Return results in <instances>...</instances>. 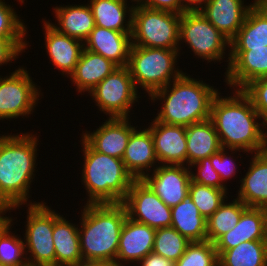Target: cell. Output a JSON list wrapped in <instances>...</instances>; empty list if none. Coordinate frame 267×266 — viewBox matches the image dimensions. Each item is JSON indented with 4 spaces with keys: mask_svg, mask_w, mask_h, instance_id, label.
Instances as JSON below:
<instances>
[{
    "mask_svg": "<svg viewBox=\"0 0 267 266\" xmlns=\"http://www.w3.org/2000/svg\"><path fill=\"white\" fill-rule=\"evenodd\" d=\"M183 165H165L156 167L151 177L146 174L143 181L168 206L173 207L189 194L191 172Z\"/></svg>",
    "mask_w": 267,
    "mask_h": 266,
    "instance_id": "cell-13",
    "label": "cell"
},
{
    "mask_svg": "<svg viewBox=\"0 0 267 266\" xmlns=\"http://www.w3.org/2000/svg\"><path fill=\"white\" fill-rule=\"evenodd\" d=\"M27 72L19 68L0 78V120L28 116L37 104L39 92Z\"/></svg>",
    "mask_w": 267,
    "mask_h": 266,
    "instance_id": "cell-12",
    "label": "cell"
},
{
    "mask_svg": "<svg viewBox=\"0 0 267 266\" xmlns=\"http://www.w3.org/2000/svg\"><path fill=\"white\" fill-rule=\"evenodd\" d=\"M192 165H198L197 175L191 172V180L193 182L217 189H226V186H224L222 183L220 175L217 173V171L214 170L210 162V157L203 158Z\"/></svg>",
    "mask_w": 267,
    "mask_h": 266,
    "instance_id": "cell-39",
    "label": "cell"
},
{
    "mask_svg": "<svg viewBox=\"0 0 267 266\" xmlns=\"http://www.w3.org/2000/svg\"><path fill=\"white\" fill-rule=\"evenodd\" d=\"M46 49L53 64L71 75L79 61L84 45L80 40L58 32L51 23H44ZM82 44V45H81Z\"/></svg>",
    "mask_w": 267,
    "mask_h": 266,
    "instance_id": "cell-21",
    "label": "cell"
},
{
    "mask_svg": "<svg viewBox=\"0 0 267 266\" xmlns=\"http://www.w3.org/2000/svg\"><path fill=\"white\" fill-rule=\"evenodd\" d=\"M186 147L188 167L222 149L219 136L210 119L186 127Z\"/></svg>",
    "mask_w": 267,
    "mask_h": 266,
    "instance_id": "cell-25",
    "label": "cell"
},
{
    "mask_svg": "<svg viewBox=\"0 0 267 266\" xmlns=\"http://www.w3.org/2000/svg\"><path fill=\"white\" fill-rule=\"evenodd\" d=\"M242 91L249 97L254 109L264 120L263 126L267 124V76L260 77L247 84Z\"/></svg>",
    "mask_w": 267,
    "mask_h": 266,
    "instance_id": "cell-38",
    "label": "cell"
},
{
    "mask_svg": "<svg viewBox=\"0 0 267 266\" xmlns=\"http://www.w3.org/2000/svg\"><path fill=\"white\" fill-rule=\"evenodd\" d=\"M226 192V189H217L191 180L188 196L207 220L224 203Z\"/></svg>",
    "mask_w": 267,
    "mask_h": 266,
    "instance_id": "cell-34",
    "label": "cell"
},
{
    "mask_svg": "<svg viewBox=\"0 0 267 266\" xmlns=\"http://www.w3.org/2000/svg\"><path fill=\"white\" fill-rule=\"evenodd\" d=\"M241 183L237 199L247 207H267V150L255 153Z\"/></svg>",
    "mask_w": 267,
    "mask_h": 266,
    "instance_id": "cell-22",
    "label": "cell"
},
{
    "mask_svg": "<svg viewBox=\"0 0 267 266\" xmlns=\"http://www.w3.org/2000/svg\"><path fill=\"white\" fill-rule=\"evenodd\" d=\"M84 266H97V263H92V264L84 265Z\"/></svg>",
    "mask_w": 267,
    "mask_h": 266,
    "instance_id": "cell-50",
    "label": "cell"
},
{
    "mask_svg": "<svg viewBox=\"0 0 267 266\" xmlns=\"http://www.w3.org/2000/svg\"><path fill=\"white\" fill-rule=\"evenodd\" d=\"M82 181L90 204L122 203L135 181L120 158L93 150L84 140Z\"/></svg>",
    "mask_w": 267,
    "mask_h": 266,
    "instance_id": "cell-5",
    "label": "cell"
},
{
    "mask_svg": "<svg viewBox=\"0 0 267 266\" xmlns=\"http://www.w3.org/2000/svg\"><path fill=\"white\" fill-rule=\"evenodd\" d=\"M215 266H222L219 262Z\"/></svg>",
    "mask_w": 267,
    "mask_h": 266,
    "instance_id": "cell-52",
    "label": "cell"
},
{
    "mask_svg": "<svg viewBox=\"0 0 267 266\" xmlns=\"http://www.w3.org/2000/svg\"><path fill=\"white\" fill-rule=\"evenodd\" d=\"M264 214H265V237L267 240V207L264 208Z\"/></svg>",
    "mask_w": 267,
    "mask_h": 266,
    "instance_id": "cell-46",
    "label": "cell"
},
{
    "mask_svg": "<svg viewBox=\"0 0 267 266\" xmlns=\"http://www.w3.org/2000/svg\"><path fill=\"white\" fill-rule=\"evenodd\" d=\"M225 149L222 148L216 154L210 156V162L215 171L220 175L221 180L228 179L233 176L235 171V163L232 162L230 157H227L224 153Z\"/></svg>",
    "mask_w": 267,
    "mask_h": 266,
    "instance_id": "cell-40",
    "label": "cell"
},
{
    "mask_svg": "<svg viewBox=\"0 0 267 266\" xmlns=\"http://www.w3.org/2000/svg\"><path fill=\"white\" fill-rule=\"evenodd\" d=\"M97 266H123L121 263L117 262H104V263H97Z\"/></svg>",
    "mask_w": 267,
    "mask_h": 266,
    "instance_id": "cell-45",
    "label": "cell"
},
{
    "mask_svg": "<svg viewBox=\"0 0 267 266\" xmlns=\"http://www.w3.org/2000/svg\"><path fill=\"white\" fill-rule=\"evenodd\" d=\"M155 232L156 229L126 217L120 232L116 262L118 264L119 260L137 262L151 253Z\"/></svg>",
    "mask_w": 267,
    "mask_h": 266,
    "instance_id": "cell-18",
    "label": "cell"
},
{
    "mask_svg": "<svg viewBox=\"0 0 267 266\" xmlns=\"http://www.w3.org/2000/svg\"><path fill=\"white\" fill-rule=\"evenodd\" d=\"M55 266H84L79 229L60 216L54 222Z\"/></svg>",
    "mask_w": 267,
    "mask_h": 266,
    "instance_id": "cell-26",
    "label": "cell"
},
{
    "mask_svg": "<svg viewBox=\"0 0 267 266\" xmlns=\"http://www.w3.org/2000/svg\"><path fill=\"white\" fill-rule=\"evenodd\" d=\"M218 254L210 241L190 242L176 266H215Z\"/></svg>",
    "mask_w": 267,
    "mask_h": 266,
    "instance_id": "cell-37",
    "label": "cell"
},
{
    "mask_svg": "<svg viewBox=\"0 0 267 266\" xmlns=\"http://www.w3.org/2000/svg\"><path fill=\"white\" fill-rule=\"evenodd\" d=\"M28 207L26 242L32 260L29 266H55V246L53 242L54 222L60 215L47 208L44 203L30 204Z\"/></svg>",
    "mask_w": 267,
    "mask_h": 266,
    "instance_id": "cell-8",
    "label": "cell"
},
{
    "mask_svg": "<svg viewBox=\"0 0 267 266\" xmlns=\"http://www.w3.org/2000/svg\"><path fill=\"white\" fill-rule=\"evenodd\" d=\"M0 266H8V265H4L3 263L0 262Z\"/></svg>",
    "mask_w": 267,
    "mask_h": 266,
    "instance_id": "cell-51",
    "label": "cell"
},
{
    "mask_svg": "<svg viewBox=\"0 0 267 266\" xmlns=\"http://www.w3.org/2000/svg\"><path fill=\"white\" fill-rule=\"evenodd\" d=\"M177 54L178 49L132 45L128 68L135 87L139 84L151 95L154 91L170 84L171 78L174 80L179 78L183 72L174 70Z\"/></svg>",
    "mask_w": 267,
    "mask_h": 266,
    "instance_id": "cell-6",
    "label": "cell"
},
{
    "mask_svg": "<svg viewBox=\"0 0 267 266\" xmlns=\"http://www.w3.org/2000/svg\"><path fill=\"white\" fill-rule=\"evenodd\" d=\"M12 219L8 218L0 227V262L8 266H29L21 259L25 243L9 233Z\"/></svg>",
    "mask_w": 267,
    "mask_h": 266,
    "instance_id": "cell-36",
    "label": "cell"
},
{
    "mask_svg": "<svg viewBox=\"0 0 267 266\" xmlns=\"http://www.w3.org/2000/svg\"><path fill=\"white\" fill-rule=\"evenodd\" d=\"M226 82L242 90L250 82L267 76V45L259 48H231Z\"/></svg>",
    "mask_w": 267,
    "mask_h": 266,
    "instance_id": "cell-14",
    "label": "cell"
},
{
    "mask_svg": "<svg viewBox=\"0 0 267 266\" xmlns=\"http://www.w3.org/2000/svg\"><path fill=\"white\" fill-rule=\"evenodd\" d=\"M242 0H209L200 12L230 41L242 27L252 5L244 7Z\"/></svg>",
    "mask_w": 267,
    "mask_h": 266,
    "instance_id": "cell-19",
    "label": "cell"
},
{
    "mask_svg": "<svg viewBox=\"0 0 267 266\" xmlns=\"http://www.w3.org/2000/svg\"><path fill=\"white\" fill-rule=\"evenodd\" d=\"M37 141L29 134L0 136V200L8 209L27 202Z\"/></svg>",
    "mask_w": 267,
    "mask_h": 266,
    "instance_id": "cell-3",
    "label": "cell"
},
{
    "mask_svg": "<svg viewBox=\"0 0 267 266\" xmlns=\"http://www.w3.org/2000/svg\"><path fill=\"white\" fill-rule=\"evenodd\" d=\"M142 266H176V262L151 252L140 261Z\"/></svg>",
    "mask_w": 267,
    "mask_h": 266,
    "instance_id": "cell-43",
    "label": "cell"
},
{
    "mask_svg": "<svg viewBox=\"0 0 267 266\" xmlns=\"http://www.w3.org/2000/svg\"><path fill=\"white\" fill-rule=\"evenodd\" d=\"M122 204L125 206L127 217L136 222L154 229L171 227V207H168L143 180H135L132 183Z\"/></svg>",
    "mask_w": 267,
    "mask_h": 266,
    "instance_id": "cell-11",
    "label": "cell"
},
{
    "mask_svg": "<svg viewBox=\"0 0 267 266\" xmlns=\"http://www.w3.org/2000/svg\"><path fill=\"white\" fill-rule=\"evenodd\" d=\"M190 241L172 227L156 229L153 250L155 254L178 261Z\"/></svg>",
    "mask_w": 267,
    "mask_h": 266,
    "instance_id": "cell-33",
    "label": "cell"
},
{
    "mask_svg": "<svg viewBox=\"0 0 267 266\" xmlns=\"http://www.w3.org/2000/svg\"><path fill=\"white\" fill-rule=\"evenodd\" d=\"M7 210H8V208L0 200V213H2V215H3V212L5 213V211H7Z\"/></svg>",
    "mask_w": 267,
    "mask_h": 266,
    "instance_id": "cell-47",
    "label": "cell"
},
{
    "mask_svg": "<svg viewBox=\"0 0 267 266\" xmlns=\"http://www.w3.org/2000/svg\"><path fill=\"white\" fill-rule=\"evenodd\" d=\"M122 160L135 180L143 179L146 175L143 170H149L157 161L149 128L141 131L134 129L131 132Z\"/></svg>",
    "mask_w": 267,
    "mask_h": 266,
    "instance_id": "cell-23",
    "label": "cell"
},
{
    "mask_svg": "<svg viewBox=\"0 0 267 266\" xmlns=\"http://www.w3.org/2000/svg\"><path fill=\"white\" fill-rule=\"evenodd\" d=\"M255 3H267V0H255Z\"/></svg>",
    "mask_w": 267,
    "mask_h": 266,
    "instance_id": "cell-49",
    "label": "cell"
},
{
    "mask_svg": "<svg viewBox=\"0 0 267 266\" xmlns=\"http://www.w3.org/2000/svg\"><path fill=\"white\" fill-rule=\"evenodd\" d=\"M116 68L112 61L84 48L70 77L79 92H90Z\"/></svg>",
    "mask_w": 267,
    "mask_h": 266,
    "instance_id": "cell-24",
    "label": "cell"
},
{
    "mask_svg": "<svg viewBox=\"0 0 267 266\" xmlns=\"http://www.w3.org/2000/svg\"><path fill=\"white\" fill-rule=\"evenodd\" d=\"M181 14L151 9L142 5L132 10V45L178 49Z\"/></svg>",
    "mask_w": 267,
    "mask_h": 266,
    "instance_id": "cell-7",
    "label": "cell"
},
{
    "mask_svg": "<svg viewBox=\"0 0 267 266\" xmlns=\"http://www.w3.org/2000/svg\"><path fill=\"white\" fill-rule=\"evenodd\" d=\"M222 266H267V240L245 241L218 256Z\"/></svg>",
    "mask_w": 267,
    "mask_h": 266,
    "instance_id": "cell-31",
    "label": "cell"
},
{
    "mask_svg": "<svg viewBox=\"0 0 267 266\" xmlns=\"http://www.w3.org/2000/svg\"><path fill=\"white\" fill-rule=\"evenodd\" d=\"M266 240L264 208L247 207L236 226L215 243L218 256L245 241Z\"/></svg>",
    "mask_w": 267,
    "mask_h": 266,
    "instance_id": "cell-20",
    "label": "cell"
},
{
    "mask_svg": "<svg viewBox=\"0 0 267 266\" xmlns=\"http://www.w3.org/2000/svg\"><path fill=\"white\" fill-rule=\"evenodd\" d=\"M7 219L8 217L1 216V213H0V227Z\"/></svg>",
    "mask_w": 267,
    "mask_h": 266,
    "instance_id": "cell-48",
    "label": "cell"
},
{
    "mask_svg": "<svg viewBox=\"0 0 267 266\" xmlns=\"http://www.w3.org/2000/svg\"><path fill=\"white\" fill-rule=\"evenodd\" d=\"M179 39L180 41L184 39L194 54L208 61L221 60L225 46H230V40L200 11L181 14Z\"/></svg>",
    "mask_w": 267,
    "mask_h": 266,
    "instance_id": "cell-9",
    "label": "cell"
},
{
    "mask_svg": "<svg viewBox=\"0 0 267 266\" xmlns=\"http://www.w3.org/2000/svg\"><path fill=\"white\" fill-rule=\"evenodd\" d=\"M247 206L239 199L224 203L206 220L207 240L215 243L222 235L233 229Z\"/></svg>",
    "mask_w": 267,
    "mask_h": 266,
    "instance_id": "cell-32",
    "label": "cell"
},
{
    "mask_svg": "<svg viewBox=\"0 0 267 266\" xmlns=\"http://www.w3.org/2000/svg\"><path fill=\"white\" fill-rule=\"evenodd\" d=\"M90 95L110 118H127L130 107L138 98L128 66L116 68L90 91Z\"/></svg>",
    "mask_w": 267,
    "mask_h": 266,
    "instance_id": "cell-10",
    "label": "cell"
},
{
    "mask_svg": "<svg viewBox=\"0 0 267 266\" xmlns=\"http://www.w3.org/2000/svg\"><path fill=\"white\" fill-rule=\"evenodd\" d=\"M235 94L220 98L217 93L211 104L210 120L215 126L222 148L226 149V146L231 151L242 149L255 153L265 151L267 134L260 129L261 124L255 122L262 117L242 90L236 89Z\"/></svg>",
    "mask_w": 267,
    "mask_h": 266,
    "instance_id": "cell-1",
    "label": "cell"
},
{
    "mask_svg": "<svg viewBox=\"0 0 267 266\" xmlns=\"http://www.w3.org/2000/svg\"><path fill=\"white\" fill-rule=\"evenodd\" d=\"M25 28L13 8L0 0V38L8 40L20 53L27 45L24 41Z\"/></svg>",
    "mask_w": 267,
    "mask_h": 266,
    "instance_id": "cell-35",
    "label": "cell"
},
{
    "mask_svg": "<svg viewBox=\"0 0 267 266\" xmlns=\"http://www.w3.org/2000/svg\"><path fill=\"white\" fill-rule=\"evenodd\" d=\"M209 0H181L182 6H183V13L184 12H192V11H200L201 10V5L207 4ZM184 2H187L184 4ZM204 2V3H202ZM190 3V4H189ZM199 4L200 6H193V5Z\"/></svg>",
    "mask_w": 267,
    "mask_h": 266,
    "instance_id": "cell-44",
    "label": "cell"
},
{
    "mask_svg": "<svg viewBox=\"0 0 267 266\" xmlns=\"http://www.w3.org/2000/svg\"><path fill=\"white\" fill-rule=\"evenodd\" d=\"M172 82V88L168 84L150 95L152 100L160 97L165 101L155 120L187 127L210 119L211 104L218 91L184 73Z\"/></svg>",
    "mask_w": 267,
    "mask_h": 266,
    "instance_id": "cell-4",
    "label": "cell"
},
{
    "mask_svg": "<svg viewBox=\"0 0 267 266\" xmlns=\"http://www.w3.org/2000/svg\"><path fill=\"white\" fill-rule=\"evenodd\" d=\"M126 0H91L90 8L93 13L95 25L116 30L119 32H132V10L133 6L129 8V19L127 27L125 28L124 21L127 6Z\"/></svg>",
    "mask_w": 267,
    "mask_h": 266,
    "instance_id": "cell-30",
    "label": "cell"
},
{
    "mask_svg": "<svg viewBox=\"0 0 267 266\" xmlns=\"http://www.w3.org/2000/svg\"><path fill=\"white\" fill-rule=\"evenodd\" d=\"M171 227L190 242L207 240L206 219L189 196L171 208Z\"/></svg>",
    "mask_w": 267,
    "mask_h": 266,
    "instance_id": "cell-28",
    "label": "cell"
},
{
    "mask_svg": "<svg viewBox=\"0 0 267 266\" xmlns=\"http://www.w3.org/2000/svg\"><path fill=\"white\" fill-rule=\"evenodd\" d=\"M54 10L60 27L51 24L53 28L81 42L87 40L95 27L93 13L89 5L60 6Z\"/></svg>",
    "mask_w": 267,
    "mask_h": 266,
    "instance_id": "cell-29",
    "label": "cell"
},
{
    "mask_svg": "<svg viewBox=\"0 0 267 266\" xmlns=\"http://www.w3.org/2000/svg\"><path fill=\"white\" fill-rule=\"evenodd\" d=\"M132 32H119L99 26L94 27L84 48L112 61L118 67L128 66L132 47Z\"/></svg>",
    "mask_w": 267,
    "mask_h": 266,
    "instance_id": "cell-17",
    "label": "cell"
},
{
    "mask_svg": "<svg viewBox=\"0 0 267 266\" xmlns=\"http://www.w3.org/2000/svg\"><path fill=\"white\" fill-rule=\"evenodd\" d=\"M20 52L6 39L0 38V65L15 59Z\"/></svg>",
    "mask_w": 267,
    "mask_h": 266,
    "instance_id": "cell-42",
    "label": "cell"
},
{
    "mask_svg": "<svg viewBox=\"0 0 267 266\" xmlns=\"http://www.w3.org/2000/svg\"><path fill=\"white\" fill-rule=\"evenodd\" d=\"M79 241L85 265L116 262L119 237L127 212L122 203H87L82 212Z\"/></svg>",
    "mask_w": 267,
    "mask_h": 266,
    "instance_id": "cell-2",
    "label": "cell"
},
{
    "mask_svg": "<svg viewBox=\"0 0 267 266\" xmlns=\"http://www.w3.org/2000/svg\"><path fill=\"white\" fill-rule=\"evenodd\" d=\"M145 1V2H144ZM140 0L138 3L147 8L168 11L176 14L183 13L181 0Z\"/></svg>",
    "mask_w": 267,
    "mask_h": 266,
    "instance_id": "cell-41",
    "label": "cell"
},
{
    "mask_svg": "<svg viewBox=\"0 0 267 266\" xmlns=\"http://www.w3.org/2000/svg\"><path fill=\"white\" fill-rule=\"evenodd\" d=\"M149 127L157 161L184 165L187 162L186 127L154 120Z\"/></svg>",
    "mask_w": 267,
    "mask_h": 266,
    "instance_id": "cell-15",
    "label": "cell"
},
{
    "mask_svg": "<svg viewBox=\"0 0 267 266\" xmlns=\"http://www.w3.org/2000/svg\"><path fill=\"white\" fill-rule=\"evenodd\" d=\"M128 118H109L94 133H85L83 140L95 151L122 159L131 132L135 129Z\"/></svg>",
    "mask_w": 267,
    "mask_h": 266,
    "instance_id": "cell-16",
    "label": "cell"
},
{
    "mask_svg": "<svg viewBox=\"0 0 267 266\" xmlns=\"http://www.w3.org/2000/svg\"><path fill=\"white\" fill-rule=\"evenodd\" d=\"M267 45V3H253L242 27L230 41L231 48H259Z\"/></svg>",
    "mask_w": 267,
    "mask_h": 266,
    "instance_id": "cell-27",
    "label": "cell"
}]
</instances>
